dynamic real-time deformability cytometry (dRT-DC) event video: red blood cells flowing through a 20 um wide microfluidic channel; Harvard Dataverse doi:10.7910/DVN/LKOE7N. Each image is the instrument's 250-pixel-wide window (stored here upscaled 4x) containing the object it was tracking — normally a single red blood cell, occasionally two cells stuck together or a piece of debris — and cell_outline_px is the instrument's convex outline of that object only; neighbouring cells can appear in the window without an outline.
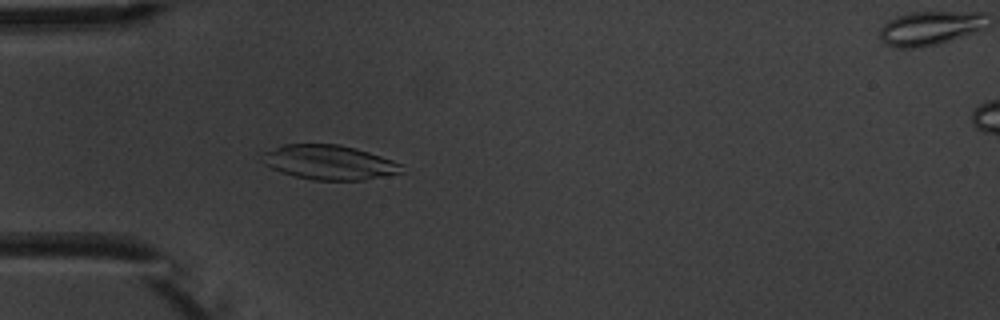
{"species": "common noctule bat (a hibernating species)", "species_latin": "Nyctalus noctula", "temperature_condition": "warm", "stored_images_in_passage": 5, "segment_of_instrument_passage": [1, 2], "camera_frame_rate_fps": 3000, "um_per_image_px": 0.085, "animal": {"sex": "male", "body_mass_g": 20.1, "forearm_length_mm": 53.5}, "frame": {"image": 1, "passage_image": 4, "time_ms": 3.333, "image_size_px": [1000, 320], "cell_outline_px": [[404, 172], [364, 180], [312, 180], [280, 172], [264, 164], [264, 152], [284, 144], [340, 144], [356, 148], [404, 164]], "centroid_in_image_um": [28.03, 13.8], "position_along_channel_um": 57.0, "area_um2": 27.98}}